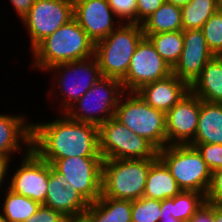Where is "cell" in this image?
Here are the masks:
<instances>
[{
	"mask_svg": "<svg viewBox=\"0 0 222 222\" xmlns=\"http://www.w3.org/2000/svg\"><path fill=\"white\" fill-rule=\"evenodd\" d=\"M31 149L42 160L73 156L102 157L99 152L98 126L75 121L65 113L58 114V118L52 122L32 121Z\"/></svg>",
	"mask_w": 222,
	"mask_h": 222,
	"instance_id": "6da1fadb",
	"label": "cell"
},
{
	"mask_svg": "<svg viewBox=\"0 0 222 222\" xmlns=\"http://www.w3.org/2000/svg\"><path fill=\"white\" fill-rule=\"evenodd\" d=\"M95 42L73 18L41 41L32 51L33 69L49 68L94 55Z\"/></svg>",
	"mask_w": 222,
	"mask_h": 222,
	"instance_id": "7a4b0ae2",
	"label": "cell"
},
{
	"mask_svg": "<svg viewBox=\"0 0 222 222\" xmlns=\"http://www.w3.org/2000/svg\"><path fill=\"white\" fill-rule=\"evenodd\" d=\"M157 159H104L101 196L123 200L143 197L147 174Z\"/></svg>",
	"mask_w": 222,
	"mask_h": 222,
	"instance_id": "3957f363",
	"label": "cell"
},
{
	"mask_svg": "<svg viewBox=\"0 0 222 222\" xmlns=\"http://www.w3.org/2000/svg\"><path fill=\"white\" fill-rule=\"evenodd\" d=\"M144 37L141 24L122 23L106 38L97 41L94 56L102 76L122 80L139 42Z\"/></svg>",
	"mask_w": 222,
	"mask_h": 222,
	"instance_id": "277c9868",
	"label": "cell"
},
{
	"mask_svg": "<svg viewBox=\"0 0 222 222\" xmlns=\"http://www.w3.org/2000/svg\"><path fill=\"white\" fill-rule=\"evenodd\" d=\"M114 117L158 151L167 146L166 113L151 107L137 92L123 94Z\"/></svg>",
	"mask_w": 222,
	"mask_h": 222,
	"instance_id": "5b68a950",
	"label": "cell"
},
{
	"mask_svg": "<svg viewBox=\"0 0 222 222\" xmlns=\"http://www.w3.org/2000/svg\"><path fill=\"white\" fill-rule=\"evenodd\" d=\"M158 158L169 169L182 191L207 195L212 171L196 147L189 144L167 145L158 151Z\"/></svg>",
	"mask_w": 222,
	"mask_h": 222,
	"instance_id": "8992f818",
	"label": "cell"
},
{
	"mask_svg": "<svg viewBox=\"0 0 222 222\" xmlns=\"http://www.w3.org/2000/svg\"><path fill=\"white\" fill-rule=\"evenodd\" d=\"M125 90L121 80L103 77L64 113L71 119L98 127L115 116Z\"/></svg>",
	"mask_w": 222,
	"mask_h": 222,
	"instance_id": "52a82bcc",
	"label": "cell"
},
{
	"mask_svg": "<svg viewBox=\"0 0 222 222\" xmlns=\"http://www.w3.org/2000/svg\"><path fill=\"white\" fill-rule=\"evenodd\" d=\"M99 152L104 159H158V150L115 117L99 127Z\"/></svg>",
	"mask_w": 222,
	"mask_h": 222,
	"instance_id": "ba28073f",
	"label": "cell"
},
{
	"mask_svg": "<svg viewBox=\"0 0 222 222\" xmlns=\"http://www.w3.org/2000/svg\"><path fill=\"white\" fill-rule=\"evenodd\" d=\"M49 70L50 72H55V80L53 81H56V84L54 86L61 96L58 98L63 97L60 100L61 104H59L62 107L59 109L60 113H64L95 83L103 78L94 55L86 59L58 64L49 68L48 72Z\"/></svg>",
	"mask_w": 222,
	"mask_h": 222,
	"instance_id": "9c48e42d",
	"label": "cell"
},
{
	"mask_svg": "<svg viewBox=\"0 0 222 222\" xmlns=\"http://www.w3.org/2000/svg\"><path fill=\"white\" fill-rule=\"evenodd\" d=\"M73 19V0H35L20 21L28 29L30 51L61 26Z\"/></svg>",
	"mask_w": 222,
	"mask_h": 222,
	"instance_id": "30bf717a",
	"label": "cell"
},
{
	"mask_svg": "<svg viewBox=\"0 0 222 222\" xmlns=\"http://www.w3.org/2000/svg\"><path fill=\"white\" fill-rule=\"evenodd\" d=\"M89 203L101 196L102 157H68L45 160Z\"/></svg>",
	"mask_w": 222,
	"mask_h": 222,
	"instance_id": "8fae6325",
	"label": "cell"
},
{
	"mask_svg": "<svg viewBox=\"0 0 222 222\" xmlns=\"http://www.w3.org/2000/svg\"><path fill=\"white\" fill-rule=\"evenodd\" d=\"M172 69L158 54L151 41L144 37L138 44L127 71L121 80L125 92H136L143 85L164 79Z\"/></svg>",
	"mask_w": 222,
	"mask_h": 222,
	"instance_id": "7c38bea8",
	"label": "cell"
},
{
	"mask_svg": "<svg viewBox=\"0 0 222 222\" xmlns=\"http://www.w3.org/2000/svg\"><path fill=\"white\" fill-rule=\"evenodd\" d=\"M21 158L20 166L10 177L7 188L43 204L48 189L50 163L42 160L32 149Z\"/></svg>",
	"mask_w": 222,
	"mask_h": 222,
	"instance_id": "4fadbf2b",
	"label": "cell"
},
{
	"mask_svg": "<svg viewBox=\"0 0 222 222\" xmlns=\"http://www.w3.org/2000/svg\"><path fill=\"white\" fill-rule=\"evenodd\" d=\"M73 18L95 43L122 24L107 0H73Z\"/></svg>",
	"mask_w": 222,
	"mask_h": 222,
	"instance_id": "5bb4252c",
	"label": "cell"
},
{
	"mask_svg": "<svg viewBox=\"0 0 222 222\" xmlns=\"http://www.w3.org/2000/svg\"><path fill=\"white\" fill-rule=\"evenodd\" d=\"M201 99L189 91L166 113L167 145L189 144L195 137Z\"/></svg>",
	"mask_w": 222,
	"mask_h": 222,
	"instance_id": "9a60e30c",
	"label": "cell"
},
{
	"mask_svg": "<svg viewBox=\"0 0 222 222\" xmlns=\"http://www.w3.org/2000/svg\"><path fill=\"white\" fill-rule=\"evenodd\" d=\"M183 41L182 54L172 68V73L190 86L214 55L201 29L183 30Z\"/></svg>",
	"mask_w": 222,
	"mask_h": 222,
	"instance_id": "2e32d148",
	"label": "cell"
},
{
	"mask_svg": "<svg viewBox=\"0 0 222 222\" xmlns=\"http://www.w3.org/2000/svg\"><path fill=\"white\" fill-rule=\"evenodd\" d=\"M89 202L70 185L62 174L50 164V174L45 202L42 204L63 213L66 217L84 214Z\"/></svg>",
	"mask_w": 222,
	"mask_h": 222,
	"instance_id": "e0dca14e",
	"label": "cell"
},
{
	"mask_svg": "<svg viewBox=\"0 0 222 222\" xmlns=\"http://www.w3.org/2000/svg\"><path fill=\"white\" fill-rule=\"evenodd\" d=\"M20 115L0 114V158L12 160V155L31 150L32 122Z\"/></svg>",
	"mask_w": 222,
	"mask_h": 222,
	"instance_id": "ac0fdd59",
	"label": "cell"
},
{
	"mask_svg": "<svg viewBox=\"0 0 222 222\" xmlns=\"http://www.w3.org/2000/svg\"><path fill=\"white\" fill-rule=\"evenodd\" d=\"M189 91V85L172 73L164 79L143 85L136 92L151 107L167 113Z\"/></svg>",
	"mask_w": 222,
	"mask_h": 222,
	"instance_id": "d6986e66",
	"label": "cell"
},
{
	"mask_svg": "<svg viewBox=\"0 0 222 222\" xmlns=\"http://www.w3.org/2000/svg\"><path fill=\"white\" fill-rule=\"evenodd\" d=\"M189 87L203 101L222 103V57L210 59Z\"/></svg>",
	"mask_w": 222,
	"mask_h": 222,
	"instance_id": "ffe728a7",
	"label": "cell"
},
{
	"mask_svg": "<svg viewBox=\"0 0 222 222\" xmlns=\"http://www.w3.org/2000/svg\"><path fill=\"white\" fill-rule=\"evenodd\" d=\"M201 143L222 145V103L201 100L197 130L189 144Z\"/></svg>",
	"mask_w": 222,
	"mask_h": 222,
	"instance_id": "44dd1931",
	"label": "cell"
},
{
	"mask_svg": "<svg viewBox=\"0 0 222 222\" xmlns=\"http://www.w3.org/2000/svg\"><path fill=\"white\" fill-rule=\"evenodd\" d=\"M181 191L169 169L158 158L148 171L143 197L163 201Z\"/></svg>",
	"mask_w": 222,
	"mask_h": 222,
	"instance_id": "7402d4cb",
	"label": "cell"
},
{
	"mask_svg": "<svg viewBox=\"0 0 222 222\" xmlns=\"http://www.w3.org/2000/svg\"><path fill=\"white\" fill-rule=\"evenodd\" d=\"M85 213L92 222H132V200L100 196Z\"/></svg>",
	"mask_w": 222,
	"mask_h": 222,
	"instance_id": "603a6c76",
	"label": "cell"
},
{
	"mask_svg": "<svg viewBox=\"0 0 222 222\" xmlns=\"http://www.w3.org/2000/svg\"><path fill=\"white\" fill-rule=\"evenodd\" d=\"M141 27L144 34L183 30L181 7L164 2L153 14L141 23Z\"/></svg>",
	"mask_w": 222,
	"mask_h": 222,
	"instance_id": "cb8c5ba5",
	"label": "cell"
},
{
	"mask_svg": "<svg viewBox=\"0 0 222 222\" xmlns=\"http://www.w3.org/2000/svg\"><path fill=\"white\" fill-rule=\"evenodd\" d=\"M206 201V196L195 191H181L173 198L161 201L160 212H169L175 218L187 222Z\"/></svg>",
	"mask_w": 222,
	"mask_h": 222,
	"instance_id": "d4e9b609",
	"label": "cell"
},
{
	"mask_svg": "<svg viewBox=\"0 0 222 222\" xmlns=\"http://www.w3.org/2000/svg\"><path fill=\"white\" fill-rule=\"evenodd\" d=\"M5 190H3L5 199L3 198L4 202L0 208L2 207L1 212L7 222H25L36 213L41 205L35 200L6 189V187Z\"/></svg>",
	"mask_w": 222,
	"mask_h": 222,
	"instance_id": "484cf974",
	"label": "cell"
},
{
	"mask_svg": "<svg viewBox=\"0 0 222 222\" xmlns=\"http://www.w3.org/2000/svg\"><path fill=\"white\" fill-rule=\"evenodd\" d=\"M155 46L158 54L172 69L183 51V30L156 34H144Z\"/></svg>",
	"mask_w": 222,
	"mask_h": 222,
	"instance_id": "4316f807",
	"label": "cell"
},
{
	"mask_svg": "<svg viewBox=\"0 0 222 222\" xmlns=\"http://www.w3.org/2000/svg\"><path fill=\"white\" fill-rule=\"evenodd\" d=\"M219 9L218 0H191L181 8L183 30L201 29Z\"/></svg>",
	"mask_w": 222,
	"mask_h": 222,
	"instance_id": "83f0119b",
	"label": "cell"
},
{
	"mask_svg": "<svg viewBox=\"0 0 222 222\" xmlns=\"http://www.w3.org/2000/svg\"><path fill=\"white\" fill-rule=\"evenodd\" d=\"M208 48L214 56L222 55V10L214 13L201 28Z\"/></svg>",
	"mask_w": 222,
	"mask_h": 222,
	"instance_id": "f1b7e54d",
	"label": "cell"
},
{
	"mask_svg": "<svg viewBox=\"0 0 222 222\" xmlns=\"http://www.w3.org/2000/svg\"><path fill=\"white\" fill-rule=\"evenodd\" d=\"M161 201L141 197L132 201V222H159Z\"/></svg>",
	"mask_w": 222,
	"mask_h": 222,
	"instance_id": "f546056e",
	"label": "cell"
},
{
	"mask_svg": "<svg viewBox=\"0 0 222 222\" xmlns=\"http://www.w3.org/2000/svg\"><path fill=\"white\" fill-rule=\"evenodd\" d=\"M117 20L126 24H137L136 0H107Z\"/></svg>",
	"mask_w": 222,
	"mask_h": 222,
	"instance_id": "4dcf8cb0",
	"label": "cell"
},
{
	"mask_svg": "<svg viewBox=\"0 0 222 222\" xmlns=\"http://www.w3.org/2000/svg\"><path fill=\"white\" fill-rule=\"evenodd\" d=\"M189 145L197 148L203 160L212 172L222 168V145L207 143Z\"/></svg>",
	"mask_w": 222,
	"mask_h": 222,
	"instance_id": "1f68e13d",
	"label": "cell"
},
{
	"mask_svg": "<svg viewBox=\"0 0 222 222\" xmlns=\"http://www.w3.org/2000/svg\"><path fill=\"white\" fill-rule=\"evenodd\" d=\"M65 219L63 213L41 204L36 213L25 222H64Z\"/></svg>",
	"mask_w": 222,
	"mask_h": 222,
	"instance_id": "d6a6232c",
	"label": "cell"
},
{
	"mask_svg": "<svg viewBox=\"0 0 222 222\" xmlns=\"http://www.w3.org/2000/svg\"><path fill=\"white\" fill-rule=\"evenodd\" d=\"M206 202H222V168L212 172L211 184L206 195Z\"/></svg>",
	"mask_w": 222,
	"mask_h": 222,
	"instance_id": "836d02e7",
	"label": "cell"
},
{
	"mask_svg": "<svg viewBox=\"0 0 222 222\" xmlns=\"http://www.w3.org/2000/svg\"><path fill=\"white\" fill-rule=\"evenodd\" d=\"M136 3L137 24H141L164 3V0H136Z\"/></svg>",
	"mask_w": 222,
	"mask_h": 222,
	"instance_id": "e575fe53",
	"label": "cell"
},
{
	"mask_svg": "<svg viewBox=\"0 0 222 222\" xmlns=\"http://www.w3.org/2000/svg\"><path fill=\"white\" fill-rule=\"evenodd\" d=\"M187 222H213V203L205 201Z\"/></svg>",
	"mask_w": 222,
	"mask_h": 222,
	"instance_id": "d590c367",
	"label": "cell"
},
{
	"mask_svg": "<svg viewBox=\"0 0 222 222\" xmlns=\"http://www.w3.org/2000/svg\"><path fill=\"white\" fill-rule=\"evenodd\" d=\"M34 2L35 0H10L12 7L14 6L13 9L21 20L27 15Z\"/></svg>",
	"mask_w": 222,
	"mask_h": 222,
	"instance_id": "8d00e7d4",
	"label": "cell"
},
{
	"mask_svg": "<svg viewBox=\"0 0 222 222\" xmlns=\"http://www.w3.org/2000/svg\"><path fill=\"white\" fill-rule=\"evenodd\" d=\"M10 161L11 160H6V159H3V158H0V189H1L0 192L3 190L1 187L4 184V181L5 180L9 181V179H5V178H7L6 175L9 176L7 174V171H8V173H10L9 172L10 171L9 167H11V166H9Z\"/></svg>",
	"mask_w": 222,
	"mask_h": 222,
	"instance_id": "74e56055",
	"label": "cell"
},
{
	"mask_svg": "<svg viewBox=\"0 0 222 222\" xmlns=\"http://www.w3.org/2000/svg\"><path fill=\"white\" fill-rule=\"evenodd\" d=\"M64 222H92L89 216L84 213L77 216H68Z\"/></svg>",
	"mask_w": 222,
	"mask_h": 222,
	"instance_id": "f35d334b",
	"label": "cell"
},
{
	"mask_svg": "<svg viewBox=\"0 0 222 222\" xmlns=\"http://www.w3.org/2000/svg\"><path fill=\"white\" fill-rule=\"evenodd\" d=\"M159 222H183V221L175 218L169 212H160Z\"/></svg>",
	"mask_w": 222,
	"mask_h": 222,
	"instance_id": "ab89813d",
	"label": "cell"
},
{
	"mask_svg": "<svg viewBox=\"0 0 222 222\" xmlns=\"http://www.w3.org/2000/svg\"><path fill=\"white\" fill-rule=\"evenodd\" d=\"M213 222H222V208L213 204Z\"/></svg>",
	"mask_w": 222,
	"mask_h": 222,
	"instance_id": "60d3db41",
	"label": "cell"
},
{
	"mask_svg": "<svg viewBox=\"0 0 222 222\" xmlns=\"http://www.w3.org/2000/svg\"><path fill=\"white\" fill-rule=\"evenodd\" d=\"M164 2H168L182 8L184 5L189 4L191 0H164Z\"/></svg>",
	"mask_w": 222,
	"mask_h": 222,
	"instance_id": "b9f144b4",
	"label": "cell"
},
{
	"mask_svg": "<svg viewBox=\"0 0 222 222\" xmlns=\"http://www.w3.org/2000/svg\"><path fill=\"white\" fill-rule=\"evenodd\" d=\"M0 222H7L0 210Z\"/></svg>",
	"mask_w": 222,
	"mask_h": 222,
	"instance_id": "7bdbcfd3",
	"label": "cell"
},
{
	"mask_svg": "<svg viewBox=\"0 0 222 222\" xmlns=\"http://www.w3.org/2000/svg\"><path fill=\"white\" fill-rule=\"evenodd\" d=\"M219 8L222 10V0H218Z\"/></svg>",
	"mask_w": 222,
	"mask_h": 222,
	"instance_id": "ee69618b",
	"label": "cell"
},
{
	"mask_svg": "<svg viewBox=\"0 0 222 222\" xmlns=\"http://www.w3.org/2000/svg\"><path fill=\"white\" fill-rule=\"evenodd\" d=\"M217 205H218L220 208H222V202H219Z\"/></svg>",
	"mask_w": 222,
	"mask_h": 222,
	"instance_id": "f6af8a7d",
	"label": "cell"
}]
</instances>
